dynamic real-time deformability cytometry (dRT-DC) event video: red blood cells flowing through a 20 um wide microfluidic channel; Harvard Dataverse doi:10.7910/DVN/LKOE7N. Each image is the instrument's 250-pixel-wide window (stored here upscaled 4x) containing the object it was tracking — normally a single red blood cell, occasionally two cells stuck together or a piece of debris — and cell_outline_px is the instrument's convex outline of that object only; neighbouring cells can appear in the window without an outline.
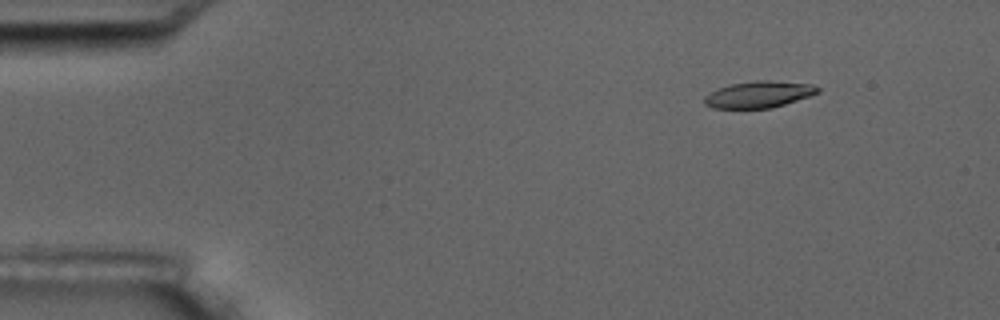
{"species": "common noctule bat (a hibernating species)", "species_latin": "Nyctalus noctula", "temperature_condition": "room temperature", "stored_images_in_passage": 12, "camera_frame_rate_fps": 3000, "um_per_image_px": 0.085, "animal": {"sex": "male", "body_mass_g": 17.5, "forearm_length_mm": 52.3}, "frame": {"image": 1, "passage_image": 1, "time_ms": 0.0, "image_size_px": [1000, 320], "cell_outline_px": [[820, 92], [772, 108], [712, 108], [704, 104], [704, 96], [720, 88], [732, 84], [756, 80], [768, 80], [812, 84], [820, 88]], "centroid_in_image_um": [64.5, 8.03], "position_along_channel_um": 20.5, "area_um2": 17.34}}
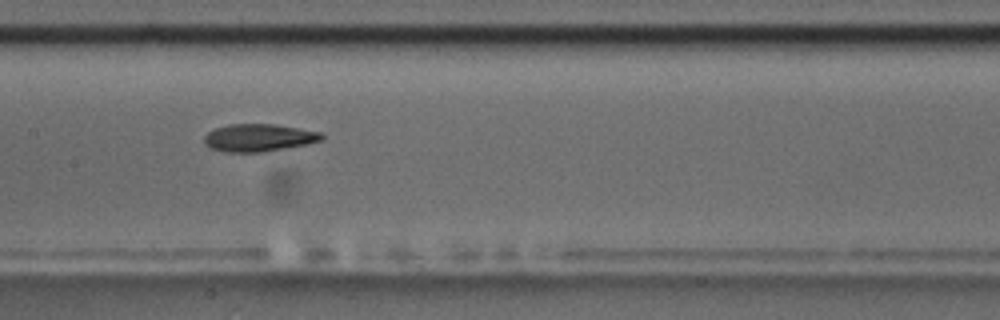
{"frame": {"image": 2, "passage_image": 7, "time_ms": 7.0, "image_size_px": [1000, 320], "cell_outline_px": [[324, 136], [320, 140], [308, 144], [288, 148], [264, 152], [224, 152], [208, 148], [204, 144], [204, 136], [208, 132], [216, 128], [228, 124], [276, 124], [320, 132]], "centroid_in_image_um": [21.96, 11.71], "position_along_channel_um": 185.4, "area_um2": 19.02}}
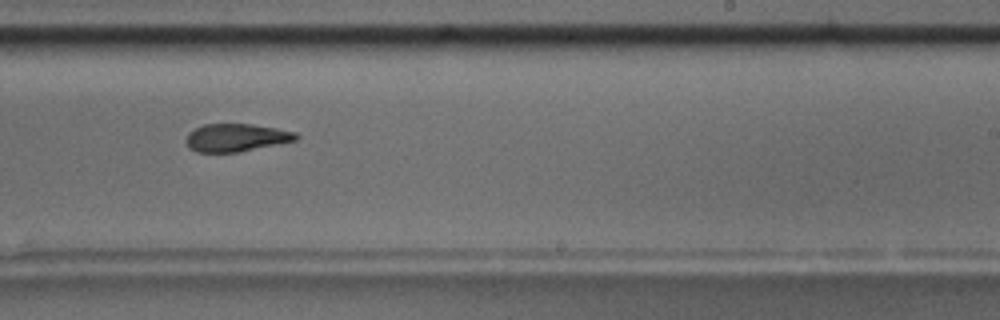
{"frame": {"image": 3, "passage_image": 9, "time_ms": 9.333, "image_size_px": [1000, 320], "cell_outline_px": [[300, 136], [296, 140], [240, 152], [196, 152], [188, 148], [184, 140], [188, 132], [204, 124], [252, 124], [276, 128], [296, 132]], "centroid_in_image_um": [20.04, 11.7], "position_along_channel_um": 269.0, "area_um2": 17.98}, "authors_computed_cell_mechanics": {"area_um2": 18.3226, "velocity_mm_per_s": 3.5934, "shape_relaxation_time_tau1_ms": 5.0417, "shape_relaxation_time_tau2_ms": 5.864, "deformation_change_tau1": 0.1511, "deformation_change_tau2": 0.0966}}